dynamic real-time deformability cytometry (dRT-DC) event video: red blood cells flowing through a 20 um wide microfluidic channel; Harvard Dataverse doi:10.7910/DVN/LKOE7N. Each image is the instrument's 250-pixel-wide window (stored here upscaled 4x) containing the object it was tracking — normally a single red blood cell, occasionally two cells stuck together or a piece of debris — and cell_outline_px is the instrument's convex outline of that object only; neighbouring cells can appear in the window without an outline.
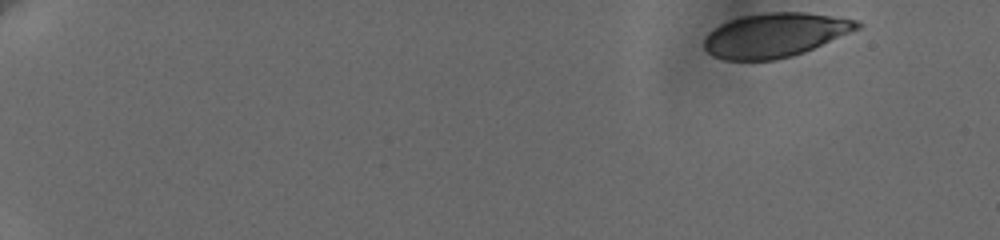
{"species": "human", "species_latin": "Homo sapiens", "temperature_condition": "cold", "stored_images_in_passage": 20, "camera_frame_rate_fps": 3000, "um_per_image_px": 0.085, "donor": {"sex": "female"}, "frame": {"image": 1, "passage_image": 1, "time_ms": 0.0, "image_size_px": [1000, 240], "cell_outline_px": [[864, 24], [860, 28], [804, 52], [792, 56], [776, 60], [724, 60], [712, 56], [704, 48], [704, 40], [708, 32], [720, 24], [744, 16], [768, 12], [804, 12], [856, 20]], "centroid_in_image_um": [65.86, 2.99], "position_along_channel_um": 19.1, "area_um2": 39.13}}
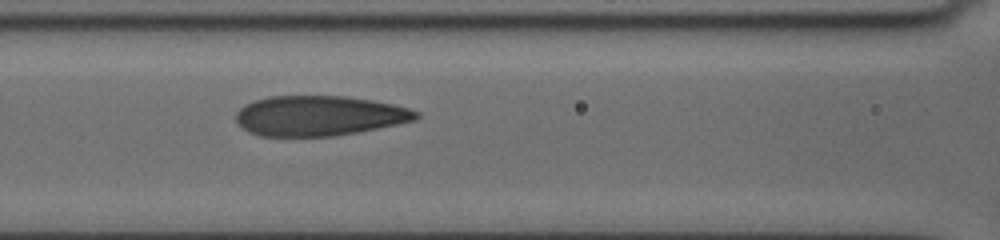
{"frame": {"image": 2, "passage_image": 15, "time_ms": 8.0, "image_size_px": [1000, 240], "cell_outline_px": [[420, 116], [416, 120], [356, 132], [332, 136], [260, 136], [248, 132], [236, 120], [236, 112], [244, 104], [252, 100], [268, 96], [344, 96], [372, 100], [392, 104], [408, 108], [420, 112]], "centroid_in_image_um": [27.1, 9.83], "position_along_channel_um": 139.5, "area_um2": 42.02}}
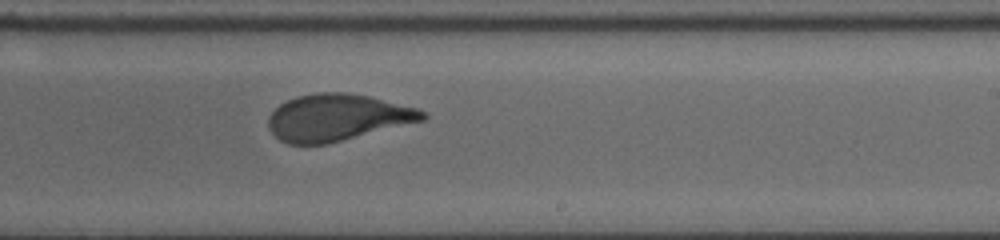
{"frame": {"image": 3, "passage_image": 20, "time_ms": 11.333, "image_size_px": [1000, 240], "cell_outline_px": [[428, 116], [424, 120], [328, 144], [288, 144], [280, 140], [268, 128], [268, 116], [280, 104], [296, 96], [316, 92], [348, 92], [368, 96], [416, 108], [424, 112]], "centroid_in_image_um": [28.64, 9.99], "position_along_channel_um": 260.4, "area_um2": 41.85}}